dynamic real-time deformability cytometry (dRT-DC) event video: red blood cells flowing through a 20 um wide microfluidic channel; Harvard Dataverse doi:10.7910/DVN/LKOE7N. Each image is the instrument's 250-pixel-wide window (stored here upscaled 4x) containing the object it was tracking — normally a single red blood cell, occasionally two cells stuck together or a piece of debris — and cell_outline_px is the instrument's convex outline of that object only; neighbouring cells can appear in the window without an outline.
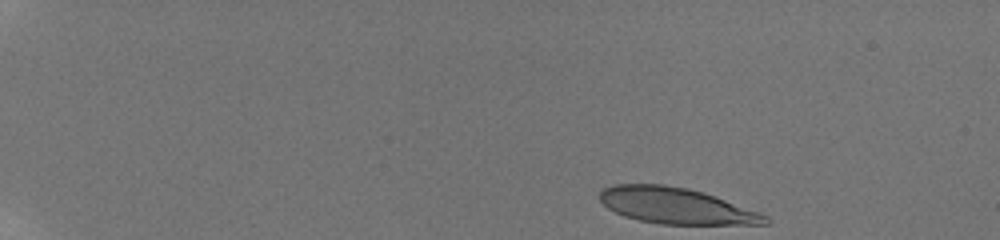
{"species": "human", "species_latin": "Homo sapiens", "temperature_condition": "room temperature", "stored_images_in_passage": 9, "camera_frame_rate_fps": 3000, "um_per_image_px": 0.085, "donor": {"sex": "male"}, "frame": {"image": 1, "passage_image": 1, "time_ms": 0.0, "image_size_px": [1000, 240], "cell_outline_px": [[772, 220], [768, 224], [660, 224], [640, 220], [624, 216], [608, 208], [600, 200], [600, 192], [604, 188], [612, 184], [664, 184], [688, 188], [704, 192], [760, 212], [768, 216]], "centroid_in_image_um": [57.49, 17.49], "position_along_channel_um": 27.5, "area_um2": 34.8}}